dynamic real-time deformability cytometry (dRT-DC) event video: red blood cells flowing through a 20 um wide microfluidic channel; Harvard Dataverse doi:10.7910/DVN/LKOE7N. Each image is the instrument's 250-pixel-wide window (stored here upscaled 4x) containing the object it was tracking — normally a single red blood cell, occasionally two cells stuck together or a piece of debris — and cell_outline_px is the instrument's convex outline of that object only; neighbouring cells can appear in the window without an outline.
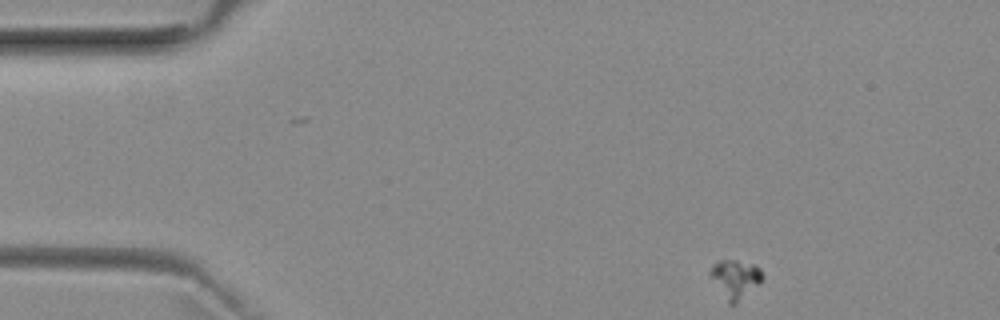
{"species": "common noctule bat (a hibernating species)", "species_latin": "Nyctalus noctula", "temperature_condition": "room temperature", "stored_images_in_passage": 52, "camera_frame_rate_fps": 3000, "um_per_image_px": 0.085, "animal": {"sex": "female", "body_mass_g": 29.2, "forearm_length_mm": 56.3}, "frame": {"image": 1, "passage_image": 1, "time_ms": 0.0, "image_size_px": [1000, 320], "cell_outline_px": [[764, 280], [760, 284], [732, 304], [728, 304], [708, 272], [720, 260], [736, 260], [756, 264], [760, 268], [764, 276]], "centroid_in_image_um": [62.55, 23.67], "position_along_channel_um": 22.4, "area_um2": 11.5}}
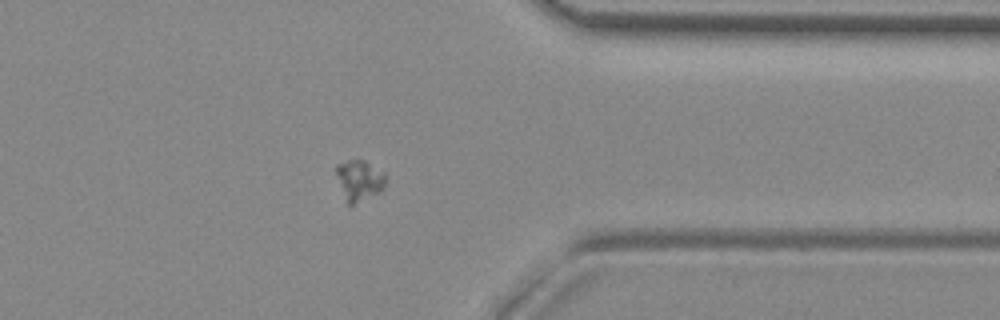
{"frame": {"image": 2, "passage_image": 39, "time_ms": 12.667, "image_size_px": [1000, 320], "cell_outline_px": [[384, 188], [380, 192], [352, 204], [348, 204], [336, 172], [336, 164], [348, 160], [364, 160], [384, 172]], "centroid_in_image_um": [30.56, 15.28], "position_along_channel_um": 380.8, "area_um2": 11.21}}